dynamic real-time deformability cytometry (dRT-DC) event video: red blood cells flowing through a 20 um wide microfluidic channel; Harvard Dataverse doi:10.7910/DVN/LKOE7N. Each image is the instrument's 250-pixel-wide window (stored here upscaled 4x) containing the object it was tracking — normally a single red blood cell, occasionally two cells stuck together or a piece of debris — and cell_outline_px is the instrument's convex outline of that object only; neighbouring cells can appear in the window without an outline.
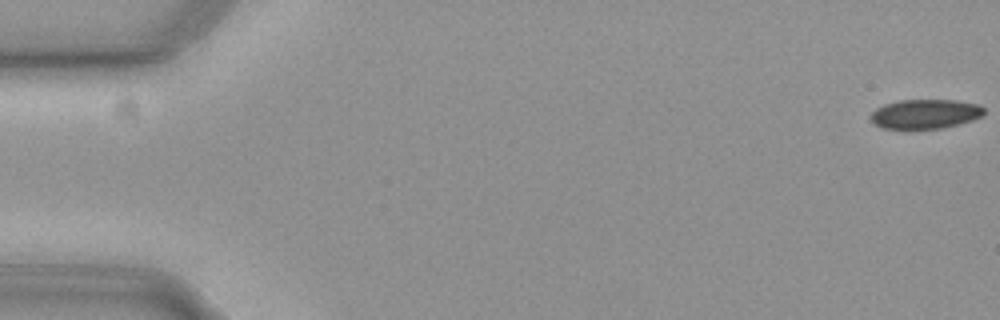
{"species": "common noctule bat (a hibernating species)", "species_latin": "Nyctalus noctula", "temperature_condition": "cold", "stored_images_in_passage": 57, "camera_frame_rate_fps": 3000, "um_per_image_px": 0.085, "animal": {"sex": "female", "body_mass_g": 19.3, "forearm_length_mm": 54.1}, "frame": {"image": 1, "passage_image": 1, "time_ms": 0.0, "image_size_px": [1000, 320], "cell_outline_px": [[984, 112], [980, 116], [956, 124], [940, 128], [884, 128], [876, 124], [868, 116], [876, 108], [884, 104], [900, 100], [956, 100], [980, 104], [984, 108]], "centroid_in_image_um": [78.61, 9.66], "position_along_channel_um": 6.4, "area_um2": 19.07}}
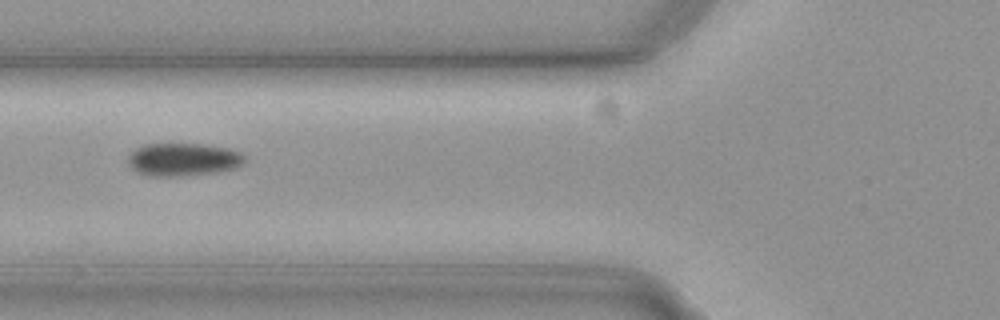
{"frame": {"image": 2, "passage_image": 22, "time_ms": 7.0, "image_size_px": [1000, 320], "cell_outline_px": [[244, 160], [240, 164], [232, 168], [216, 172], [172, 176], [148, 176], [136, 172], [128, 164], [128, 156], [136, 148], [144, 144], [204, 144], [228, 148], [240, 152], [244, 156]], "centroid_in_image_um": [15.51, 13.55], "position_along_channel_um": 110.3, "area_um2": 22.14}}
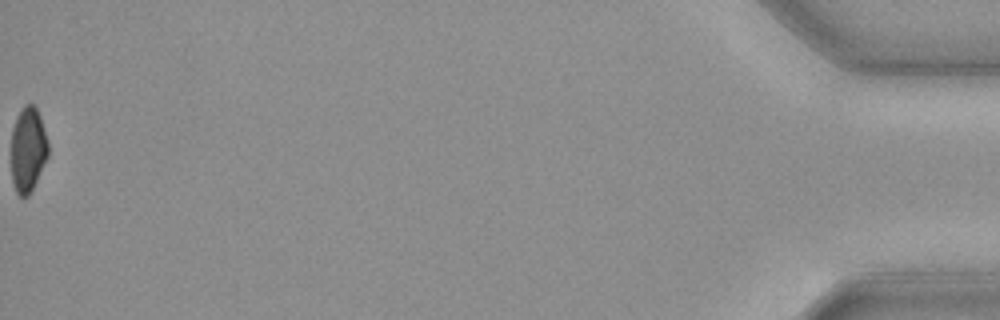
{"frame": {"image": 3, "passage_image": 57, "time_ms": 18.667, "image_size_px": [1000, 320], "cell_outline_px": [[48, 156], [28, 196], [20, 196], [16, 192], [12, 180], [12, 128], [16, 116], [24, 104], [32, 104], [36, 108], [40, 116], [48, 140]], "centroid_in_image_um": [2.37, 12.67], "position_along_channel_um": 432.8, "area_um2": 18.15}, "authors_computed_cell_mechanics": {"area_um2": 20.9814, "velocity_mm_per_s": 3.7099, "shape_relaxation_time_tau1_ms": 5.1675, "shape_relaxation_time_tau2_ms": null, "deformation_change_tau1": 0.1145, "deformation_change_tau2": null}}